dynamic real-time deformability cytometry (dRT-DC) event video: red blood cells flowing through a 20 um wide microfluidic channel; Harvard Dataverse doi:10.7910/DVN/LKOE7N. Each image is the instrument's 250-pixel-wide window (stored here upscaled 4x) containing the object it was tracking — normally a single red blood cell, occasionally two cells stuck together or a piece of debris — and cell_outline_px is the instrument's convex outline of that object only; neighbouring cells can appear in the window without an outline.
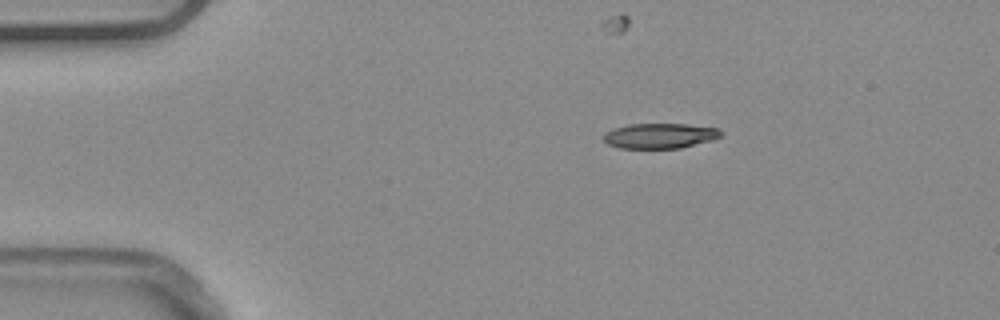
{"species": "common noctule bat (a hibernating species)", "species_latin": "Nyctalus noctula", "temperature_condition": "warm", "stored_images_in_passage": 45, "camera_frame_rate_fps": 3000, "um_per_image_px": 0.085, "animal": {"sex": "male", "body_mass_g": 20.4}, "frame": {"image": 1, "passage_image": 1, "time_ms": 0.0, "image_size_px": [1000, 320], "cell_outline_px": [[724, 136], [712, 140], [680, 148], [620, 148], [608, 144], [604, 140], [604, 132], [612, 128], [628, 124], [688, 124], [720, 128], [724, 132]], "centroid_in_image_um": [56.13, 11.53], "position_along_channel_um": 28.9, "area_um2": 17.46}}
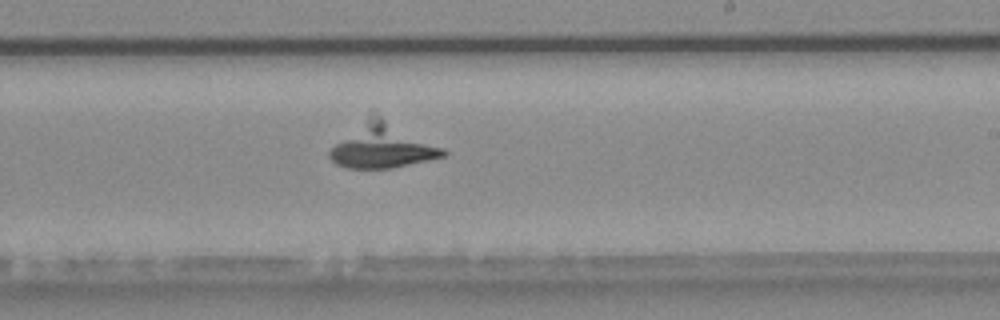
{"frame": {"image": 2, "passage_image": 23, "time_ms": 7.333, "image_size_px": [1000, 320], "cell_outline_px": [[448, 152], [444, 156], [428, 160], [392, 168], [348, 168], [336, 164], [328, 156], [328, 152], [372, 108], [376, 108], [444, 148]], "centroid_in_image_um": [32.55, 12.28], "position_along_channel_um": 256.4, "area_um2": 30.75}}
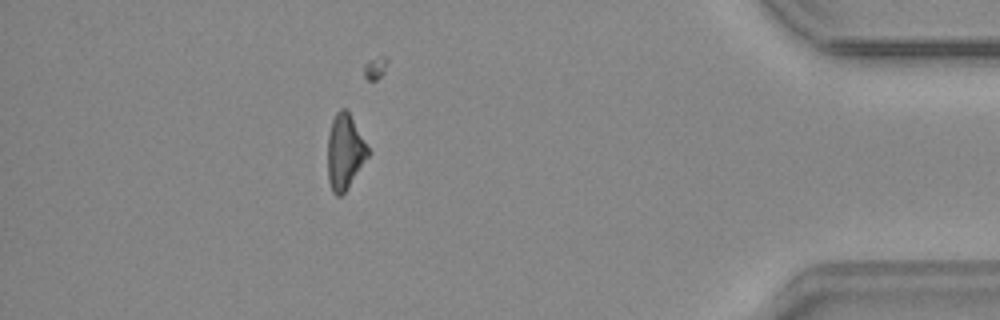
{"frame": {"image": 3, "passage_image": 38, "time_ms": 12.333, "image_size_px": [1000, 320], "cell_outline_px": [[372, 152], [344, 192], [340, 196], [336, 196], [332, 192], [328, 180], [328, 132], [332, 120], [336, 112], [340, 108], [348, 108]], "centroid_in_image_um": [29.33, 12.84], "position_along_channel_um": 405.9, "area_um2": 18.09}}